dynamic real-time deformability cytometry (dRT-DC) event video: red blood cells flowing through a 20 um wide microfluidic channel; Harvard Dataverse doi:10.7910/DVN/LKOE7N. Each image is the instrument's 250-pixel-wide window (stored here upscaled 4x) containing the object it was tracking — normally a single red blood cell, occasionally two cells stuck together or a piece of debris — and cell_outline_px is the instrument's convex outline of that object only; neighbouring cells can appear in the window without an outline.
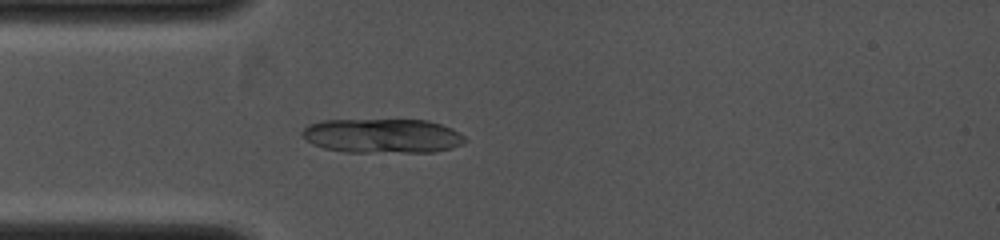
{"species": "common noctule bat (a hibernating species)", "species_latin": "Nyctalus noctula", "temperature_condition": "cold", "stored_images_in_passage": 3, "camera_frame_rate_fps": 4000, "um_per_image_px": 0.085, "animal": {"sex": "female", "body_mass_g": 19.0, "forearm_length_mm": 53.3}, "frame": {"image": 1, "passage_image": 3, "time_ms": 0.75, "image_size_px": [1000, 240], "cell_outline_px": [[468, 140], [464, 144], [452, 148], [432, 152], [344, 152], [324, 148], [312, 144], [300, 132], [308, 124], [324, 120], [428, 120], [452, 128], [460, 132]], "centroid_in_image_um": [32.54, 11.55], "position_along_channel_um": 52.5, "area_um2": 32.83}}